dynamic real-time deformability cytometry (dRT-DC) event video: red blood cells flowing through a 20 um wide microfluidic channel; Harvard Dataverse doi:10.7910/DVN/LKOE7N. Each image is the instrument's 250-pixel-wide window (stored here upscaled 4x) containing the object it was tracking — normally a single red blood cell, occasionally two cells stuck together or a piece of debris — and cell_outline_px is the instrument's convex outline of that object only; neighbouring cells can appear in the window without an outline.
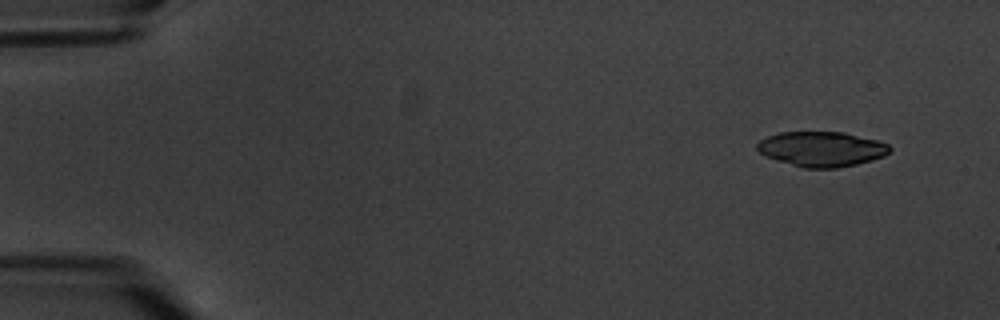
{"species": "common noctule bat (a hibernating species)", "species_latin": "Nyctalus noctula", "temperature_condition": "warm", "stored_images_in_passage": 7, "camera_frame_rate_fps": 3000, "um_per_image_px": 0.085, "animal": {"sex": "male", "body_mass_g": 20.1, "forearm_length_mm": 53.5}, "frame": {"image": 1, "passage_image": 1, "time_ms": 0.0, "image_size_px": [1000, 320], "cell_outline_px": [[892, 148], [884, 156], [872, 160], [856, 164], [836, 168], [804, 168], [764, 156], [756, 148], [756, 144], [760, 140], [768, 136], [780, 132], [844, 132], [876, 140], [888, 144]], "centroid_in_image_um": [69.82, 12.66], "position_along_channel_um": 15.2, "area_um2": 26.93}}